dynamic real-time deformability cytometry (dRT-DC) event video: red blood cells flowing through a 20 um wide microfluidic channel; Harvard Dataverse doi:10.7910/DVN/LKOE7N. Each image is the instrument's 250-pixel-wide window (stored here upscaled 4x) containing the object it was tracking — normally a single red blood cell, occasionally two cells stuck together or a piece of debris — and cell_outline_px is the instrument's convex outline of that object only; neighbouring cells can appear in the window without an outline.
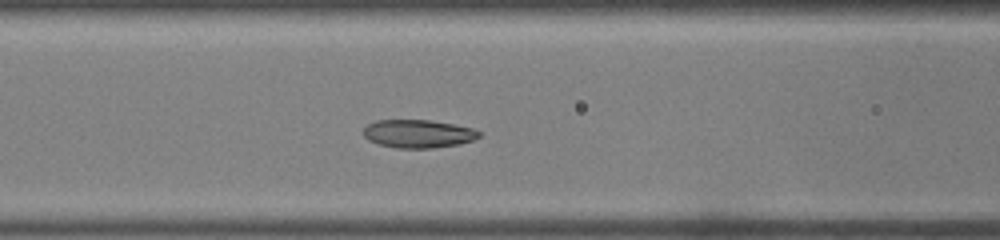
{"species": "common noctule bat (a hibernating species)", "species_latin": "Nyctalus noctula", "temperature_condition": "warm", "stored_images_in_passage": 35, "camera_frame_rate_fps": 3000, "um_per_image_px": 0.085, "animal": {"sex": "male", "body_mass_g": 19.0, "forearm_length_mm": 50.8}, "frame": {"image": 1, "passage_image": 12, "time_ms": 3.667, "image_size_px": [1000, 240], "cell_outline_px": [[480, 136], [472, 140], [460, 144], [432, 148], [396, 148], [380, 144], [368, 140], [364, 136], [364, 128], [368, 124], [376, 120], [428, 120], [452, 124], [472, 128], [480, 132]], "centroid_in_image_um": [35.53, 11.37], "position_along_channel_um": 131.1, "area_um2": 18.84}}
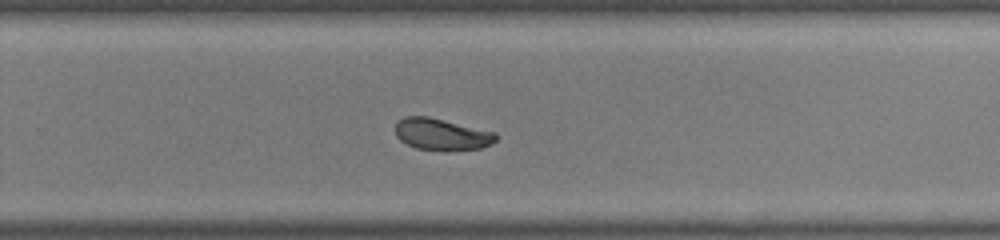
{"frame": {"image": 2, "passage_image": 21, "time_ms": 6.667, "image_size_px": [1000, 240], "cell_outline_px": [[496, 140], [480, 148], [448, 152], [444, 152], [416, 148], [400, 140], [396, 136], [396, 124], [404, 116], [428, 116], [496, 132]], "centroid_in_image_um": [37.53, 11.43], "position_along_channel_um": 292.3, "area_um2": 18.73}}
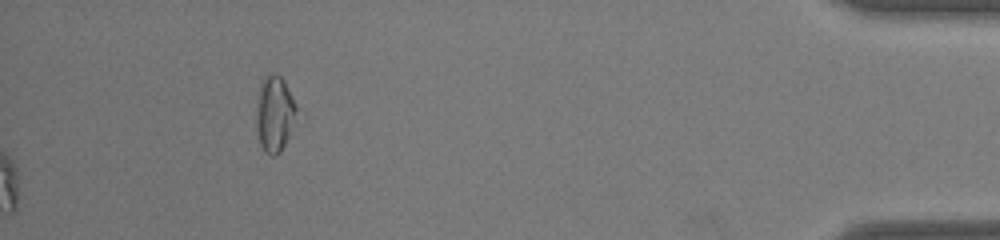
{"frame": {"image": 3, "passage_image": 35, "time_ms": 11.333, "image_size_px": [1000, 240], "cell_outline_px": [[296, 108], [288, 136], [280, 152], [272, 156], [264, 152], [260, 144], [256, 120], [256, 100], [260, 84], [264, 76], [268, 72], [272, 72], [280, 76], [284, 80], [296, 104]], "centroid_in_image_um": [23.29, 9.61], "position_along_channel_um": 411.9, "area_um2": 17.57}}